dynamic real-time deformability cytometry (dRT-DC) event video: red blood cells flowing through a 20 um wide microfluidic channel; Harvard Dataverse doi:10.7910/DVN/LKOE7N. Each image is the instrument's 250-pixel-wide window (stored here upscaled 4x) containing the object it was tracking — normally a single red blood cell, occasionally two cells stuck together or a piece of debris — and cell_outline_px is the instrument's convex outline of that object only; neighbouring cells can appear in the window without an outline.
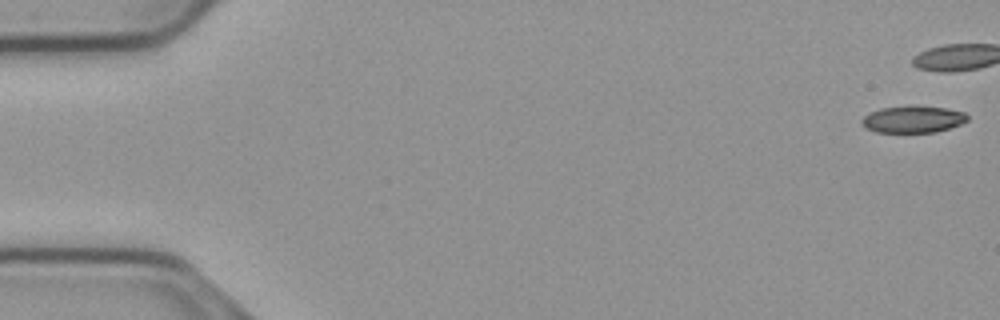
{"species": "common noctule bat (a hibernating species)", "species_latin": "Nyctalus noctula", "temperature_condition": "cold", "stored_images_in_passage": 43, "camera_frame_rate_fps": 3000, "um_per_image_px": 0.085, "animal": {"sex": "male", "body_mass_g": 23.1, "forearm_length_mm": 52.7}, "frame": {"image": 1, "passage_image": 1, "time_ms": 0.0, "image_size_px": [1000, 320], "cell_outline_px": [[968, 120], [960, 124], [936, 132], [876, 132], [860, 124], [860, 120], [864, 116], [880, 108], [944, 108], [964, 112], [968, 116]], "centroid_in_image_um": [77.59, 10.18], "position_along_channel_um": 7.4, "area_um2": 15.78}}